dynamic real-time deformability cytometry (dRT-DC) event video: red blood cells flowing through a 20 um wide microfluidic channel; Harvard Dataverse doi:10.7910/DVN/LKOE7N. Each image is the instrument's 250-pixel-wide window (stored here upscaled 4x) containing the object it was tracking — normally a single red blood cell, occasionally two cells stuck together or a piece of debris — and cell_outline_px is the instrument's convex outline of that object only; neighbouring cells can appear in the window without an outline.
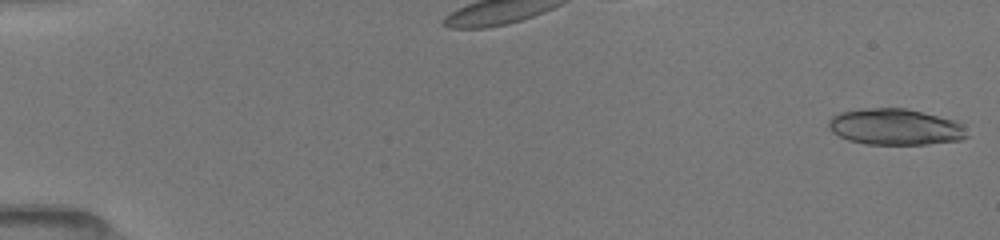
{"species": "common noctule bat (a hibernating species)", "species_latin": "Nyctalus noctula", "temperature_condition": "room temperature", "stored_images_in_passage": 43, "camera_frame_rate_fps": 3000, "um_per_image_px": 0.085, "animal": {"sex": "female", "body_mass_g": 19.5, "forearm_length_mm": 54.1}, "frame": {"image": 1, "passage_image": 1, "time_ms": 0.0, "image_size_px": [1000, 240], "cell_outline_px": [[968, 136], [960, 140], [928, 144], [864, 144], [848, 140], [832, 132], [828, 128], [828, 120], [832, 116], [840, 112], [860, 108], [904, 108], [956, 120], [964, 128]], "centroid_in_image_um": [76.06, 10.78], "position_along_channel_um": 8.9, "area_um2": 29.25}}
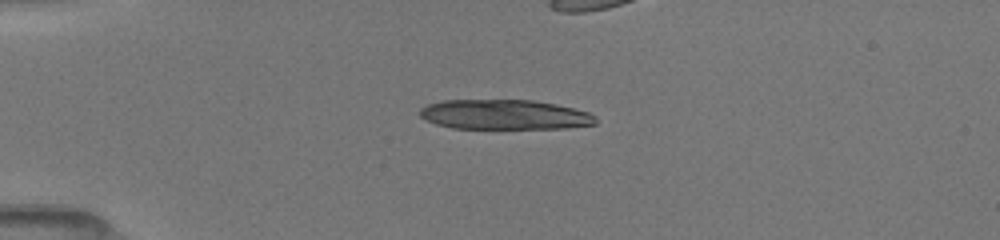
{"frame": {"image": 2, "passage_image": 13, "time_ms": 4.0, "image_size_px": [1000, 240], "cell_outline_px": [[596, 124], [568, 128], [452, 128], [436, 124], [424, 120], [420, 116], [420, 108], [428, 104], [444, 100], [532, 100], [556, 104], [588, 112], [596, 116]], "centroid_in_image_um": [42.88, 9.74], "position_along_channel_um": 42.1, "area_um2": 30.58}}